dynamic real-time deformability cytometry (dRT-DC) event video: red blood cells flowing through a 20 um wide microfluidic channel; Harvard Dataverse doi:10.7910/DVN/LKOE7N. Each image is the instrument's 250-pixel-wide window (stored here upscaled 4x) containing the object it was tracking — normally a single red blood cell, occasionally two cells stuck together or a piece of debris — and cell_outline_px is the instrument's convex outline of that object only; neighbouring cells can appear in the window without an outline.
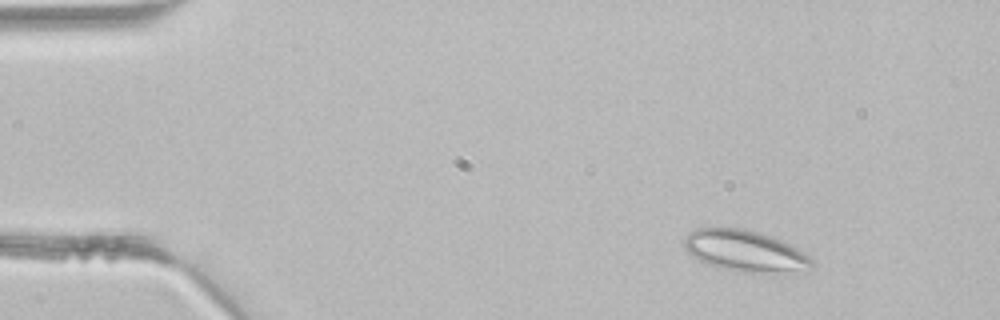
{"species": "common noctule bat (a hibernating species)", "species_latin": "Nyctalus noctula", "temperature_condition": "room temperature", "stored_images_in_passage": 3, "camera_frame_rate_fps": 3000, "um_per_image_px": 0.085, "animal": {"sex": "male", "body_mass_g": 21.5, "forearm_length_mm": 52.0}, "frame": {"image": 1, "passage_image": 1, "time_ms": 0.0, "image_size_px": [1000, 320], "cell_outline_px": [[812, 264], [808, 272], [748, 272], [708, 264], [692, 256], [684, 248], [684, 236], [688, 232], [696, 228], [744, 228], [772, 236], [804, 252], [812, 260]], "centroid_in_image_um": [63.33, 21.31], "position_along_channel_um": 21.7, "area_um2": 30.46}}